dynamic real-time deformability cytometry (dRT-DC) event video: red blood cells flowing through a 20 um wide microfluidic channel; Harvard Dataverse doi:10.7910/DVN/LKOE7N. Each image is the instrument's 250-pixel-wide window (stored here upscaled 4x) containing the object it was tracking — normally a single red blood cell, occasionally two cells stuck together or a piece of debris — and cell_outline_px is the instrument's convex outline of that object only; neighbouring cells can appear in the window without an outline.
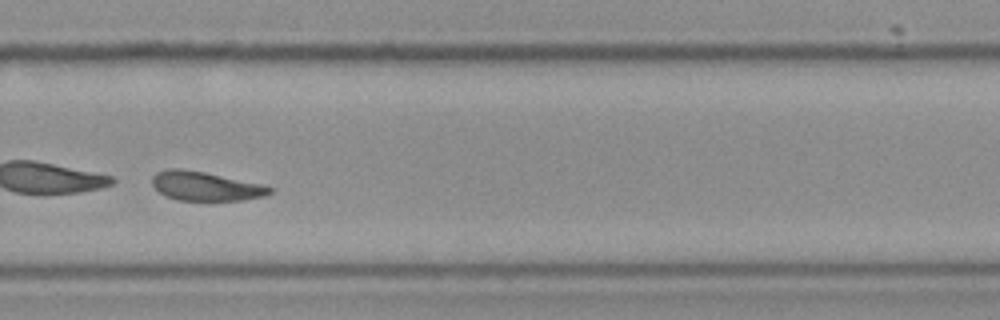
{"species": "Egyptian fruit bat (a non-hibernating species)", "species_latin": "Rousettus aegyptiacus", "temperature_condition": "cold", "stored_images_in_passage": 40, "camera_frame_rate_fps": 3000, "um_per_image_px": 0.085, "frame": {"image": 1, "passage_image": 23, "time_ms": 7.333, "image_size_px": [1000, 320], "cell_outline_px": [[272, 192], [264, 196], [240, 200], [176, 200], [164, 196], [152, 184], [152, 176], [156, 172], [168, 168], [180, 168], [204, 172], [264, 184], [272, 188]], "centroid_in_image_um": [17.45, 15.82], "position_along_channel_um": 312.4, "area_um2": 19.94}}